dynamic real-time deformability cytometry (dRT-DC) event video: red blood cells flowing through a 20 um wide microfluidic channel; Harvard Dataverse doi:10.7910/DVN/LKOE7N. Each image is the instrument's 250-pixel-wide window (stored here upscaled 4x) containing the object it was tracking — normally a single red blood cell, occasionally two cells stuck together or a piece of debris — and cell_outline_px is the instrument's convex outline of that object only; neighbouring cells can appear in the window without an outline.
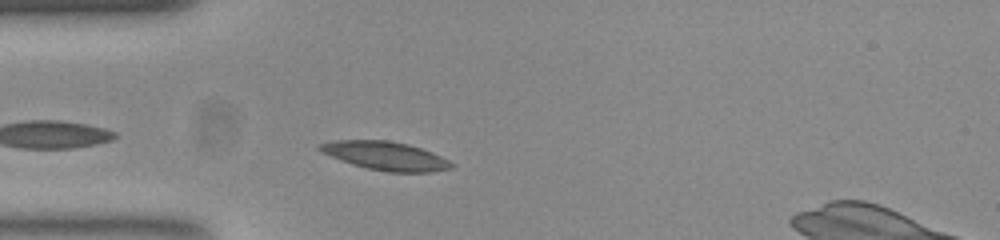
{"species": "common noctule bat (a hibernating species)", "species_latin": "Nyctalus noctula", "temperature_condition": "room temperature", "stored_images_in_passage": 42, "camera_frame_rate_fps": 3000, "um_per_image_px": 0.085, "animal": {"sex": "female", "body_mass_g": 23.0, "forearm_length_mm": 53.4}, "frame": {"image": 1, "passage_image": 3, "time_ms": 0.667, "image_size_px": [1000, 240], "cell_outline_px": [[456, 164], [452, 168], [432, 172], [388, 172], [368, 168], [352, 164], [340, 160], [316, 148], [320, 144], [336, 140], [388, 140], [408, 144], [432, 152]], "centroid_in_image_um": [32.81, 13.25], "position_along_channel_um": 52.2, "area_um2": 21.73}}
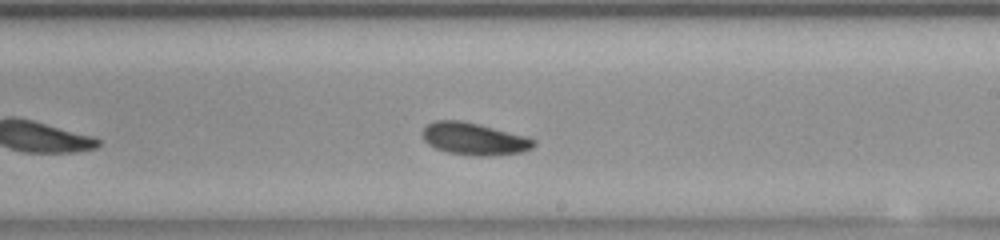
{"frame": {"image": 2, "passage_image": 19, "time_ms": 6.0, "image_size_px": [1000, 240], "cell_outline_px": [[536, 144], [532, 148], [520, 152], [488, 156], [476, 156], [448, 152], [436, 148], [428, 144], [424, 140], [420, 132], [428, 124], [436, 120], [460, 120], [524, 136], [536, 140]], "centroid_in_image_um": [40.26, 11.81], "position_along_channel_um": 248.7, "area_um2": 20.58}}
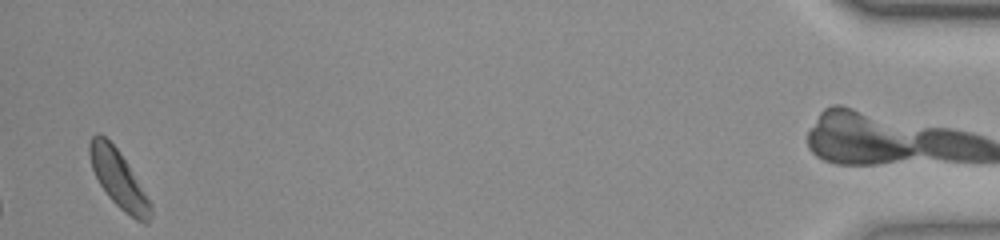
{"frame": {"image": 3, "passage_image": 40, "time_ms": 13.0, "image_size_px": [1000, 240], "cell_outline_px": [[152, 212], [148, 224], [144, 224], [136, 220], [124, 212], [108, 196], [100, 184], [92, 168], [88, 152], [88, 144], [92, 136], [96, 132], [100, 132], [120, 152], [128, 164], [152, 204]], "centroid_in_image_um": [10.08, 15.22], "position_along_channel_um": 425.1, "area_um2": 20.4}}